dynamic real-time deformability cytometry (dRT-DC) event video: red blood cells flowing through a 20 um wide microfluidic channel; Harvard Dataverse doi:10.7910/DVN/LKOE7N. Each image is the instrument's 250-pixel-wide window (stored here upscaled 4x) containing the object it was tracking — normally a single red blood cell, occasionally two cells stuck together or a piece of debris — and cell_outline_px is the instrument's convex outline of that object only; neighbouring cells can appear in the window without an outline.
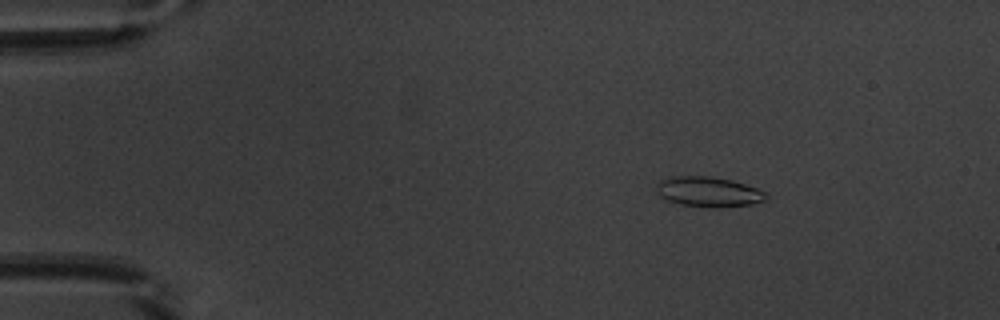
{"species": "common noctule bat (a hibernating species)", "species_latin": "Nyctalus noctula", "temperature_condition": "warm", "stored_images_in_passage": 49, "camera_frame_rate_fps": 3000, "um_per_image_px": 0.085, "animal": {"sex": "male", "body_mass_g": 20.1, "forearm_length_mm": 53.5}, "frame": {"image": 1, "passage_image": 5, "time_ms": 1.333, "image_size_px": [1000, 320], "cell_outline_px": [[768, 200], [752, 204], [720, 208], [716, 208], [680, 204], [668, 200], [660, 196], [656, 184], [660, 180], [672, 176], [712, 176], [732, 180], [756, 188], [764, 192], [768, 196]], "centroid_in_image_um": [60.25, 16.3], "position_along_channel_um": 24.8, "area_um2": 19.25}}
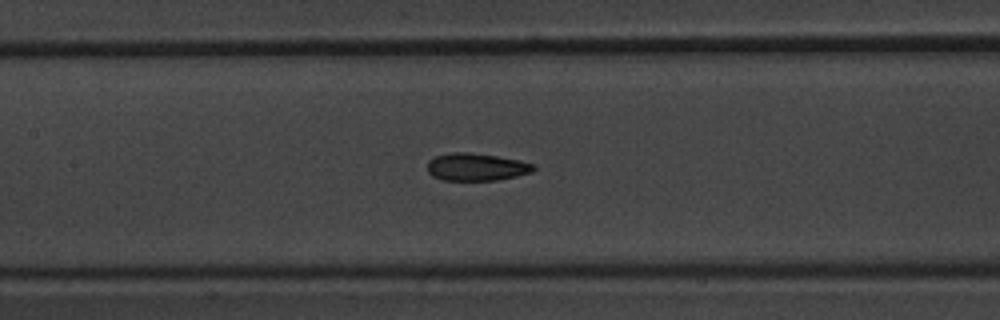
{"frame": {"image": 2, "passage_image": 22, "time_ms": 7.0, "image_size_px": [1000, 320], "cell_outline_px": [[536, 168], [532, 172], [516, 176], [496, 180], [444, 180], [432, 176], [428, 172], [428, 160], [436, 156], [452, 152], [468, 152], [496, 156], [520, 160], [536, 164]], "centroid_in_image_um": [40.51, 14.19], "position_along_channel_um": 166.9, "area_um2": 17.05}}
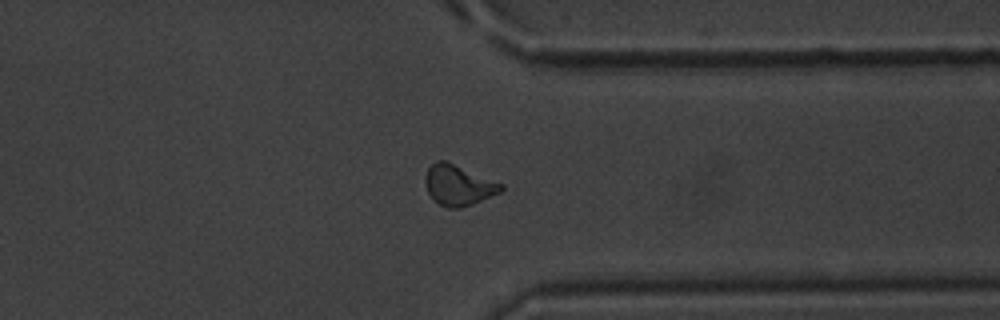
{"frame": {"image": 3, "passage_image": 38, "time_ms": 12.333, "image_size_px": [1000, 320], "cell_outline_px": [[504, 188], [500, 192], [472, 204], [460, 208], [448, 208], [440, 204], [428, 192], [424, 180], [428, 168], [436, 160], [448, 160], [504, 184]], "centroid_in_image_um": [38.98, 15.71], "position_along_channel_um": 372.4, "area_um2": 17.92}, "authors_computed_cell_mechanics": {"area_um2": 17.4556, "velocity_mm_per_s": 3.8893, "shape_relaxation_time_tau1_ms": 4.6613, "shape_relaxation_time_tau2_ms": 1.9272, "deformation_change_tau1": 0.1326, "deformation_change_tau2": 0.0877}}